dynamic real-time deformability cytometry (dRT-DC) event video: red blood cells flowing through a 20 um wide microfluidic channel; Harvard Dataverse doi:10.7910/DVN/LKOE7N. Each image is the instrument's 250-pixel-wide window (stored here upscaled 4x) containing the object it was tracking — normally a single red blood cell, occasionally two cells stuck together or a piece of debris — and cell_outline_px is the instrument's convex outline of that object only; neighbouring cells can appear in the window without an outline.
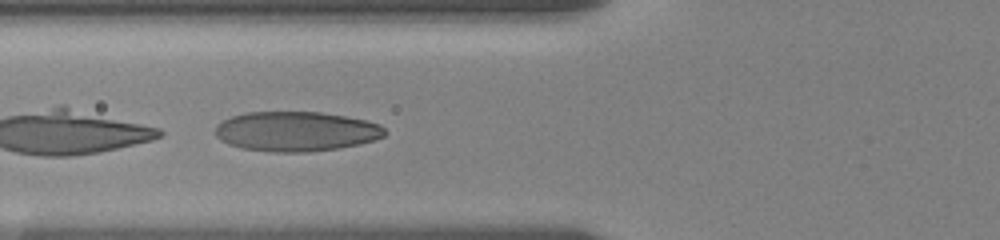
{"species": "human", "species_latin": "Homo sapiens", "temperature_condition": "room temperature", "stored_images_in_passage": 55, "camera_frame_rate_fps": 3000, "um_per_image_px": 0.085, "donor": {"sex": "female"}, "frame": {"image": 1, "passage_image": 22, "time_ms": 7.0, "image_size_px": [1000, 240], "cell_outline_px": [[388, 132], [384, 136], [372, 140], [356, 144], [336, 148], [308, 152], [272, 152], [244, 148], [228, 144], [220, 140], [216, 136], [216, 124], [232, 116], [244, 112], [320, 112], [344, 116], [364, 120], [380, 124]], "centroid_in_image_um": [25.14, 11.16], "position_along_channel_um": 100.7, "area_um2": 39.07}}
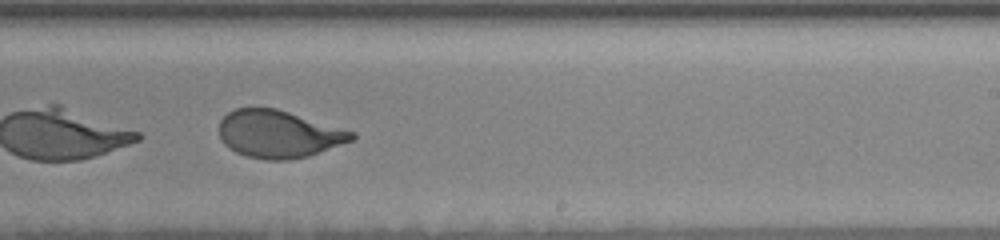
{"frame": {"image": 2, "passage_image": 36, "time_ms": 11.667, "image_size_px": [1000, 240], "cell_outline_px": [[356, 136], [352, 140], [308, 156], [288, 160], [268, 160], [248, 156], [236, 152], [224, 144], [220, 136], [220, 120], [228, 112], [236, 108], [276, 108], [356, 132]], "centroid_in_image_um": [23.68, 11.39], "position_along_channel_um": 265.3, "area_um2": 36.41}}
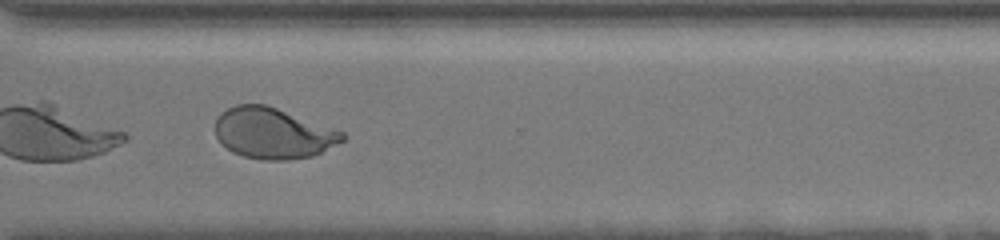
{"frame": {"image": 3, "passage_image": 43, "time_ms": 14.0, "image_size_px": [1000, 240], "cell_outline_px": [[348, 136], [344, 140], [312, 156], [288, 160], [264, 160], [244, 156], [232, 152], [216, 136], [216, 120], [220, 112], [236, 104], [264, 104], [276, 108], [344, 132]], "centroid_in_image_um": [23.2, 11.32], "position_along_channel_um": 347.4, "area_um2": 37.28}, "authors_computed_cell_mechanics": {"area_um2": 40.6334, "velocity_mm_per_s": 3.5228, "shape_relaxation_time_tau1_ms": 4.4459, "shape_relaxation_time_tau2_ms": null, "deformation_change_tau1": 0.1878, "deformation_change_tau2": null}}